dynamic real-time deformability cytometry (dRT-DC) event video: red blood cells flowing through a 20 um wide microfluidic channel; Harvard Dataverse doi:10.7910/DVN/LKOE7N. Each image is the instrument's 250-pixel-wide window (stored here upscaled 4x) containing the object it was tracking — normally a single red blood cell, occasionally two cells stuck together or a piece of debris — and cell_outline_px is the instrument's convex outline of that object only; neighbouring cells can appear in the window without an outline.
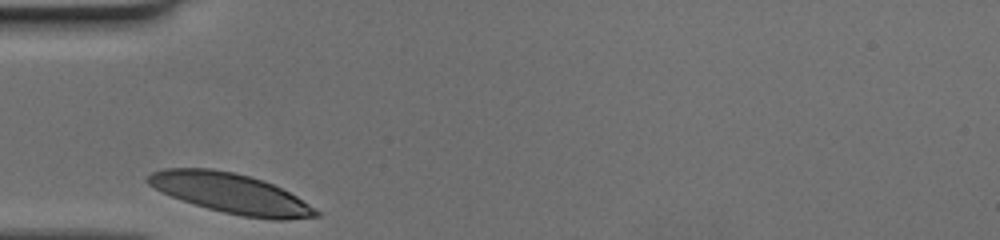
{"species": "human", "species_latin": "Homo sapiens", "temperature_condition": "cold", "stored_images_in_passage": 24, "camera_frame_rate_fps": 3000, "um_per_image_px": 0.085, "donor": {"sex": "female"}, "frame": {"image": 1, "passage_image": 1, "time_ms": 0.0, "image_size_px": [1000, 240], "cell_outline_px": [[320, 216], [288, 220], [272, 220], [244, 216], [224, 212], [208, 208], [160, 192], [148, 184], [144, 180], [152, 172], [164, 168], [212, 168], [232, 172], [248, 176], [272, 184], [296, 196], [320, 212]], "centroid_in_image_um": [19.6, 16.43], "position_along_channel_um": 65.4, "area_um2": 38.67}}
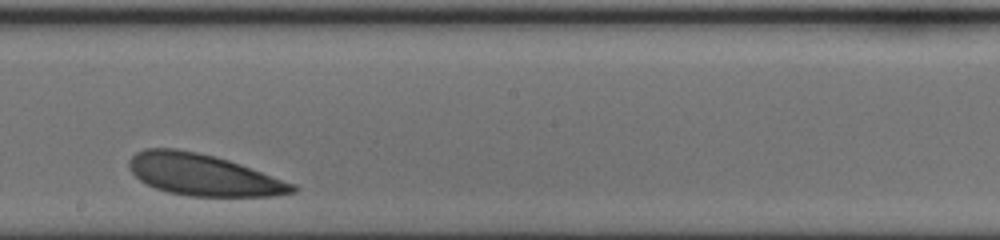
{"frame": {"image": 2, "passage_image": 14, "time_ms": 4.333, "image_size_px": [1000, 240], "cell_outline_px": [[300, 188], [296, 192], [276, 196], [188, 196], [168, 192], [156, 188], [140, 180], [128, 168], [128, 160], [136, 152], [148, 148], [176, 148], [196, 152], [228, 160], [240, 164], [296, 184]], "centroid_in_image_um": [17.29, 14.87], "position_along_channel_um": 230.9, "area_um2": 39.48}}
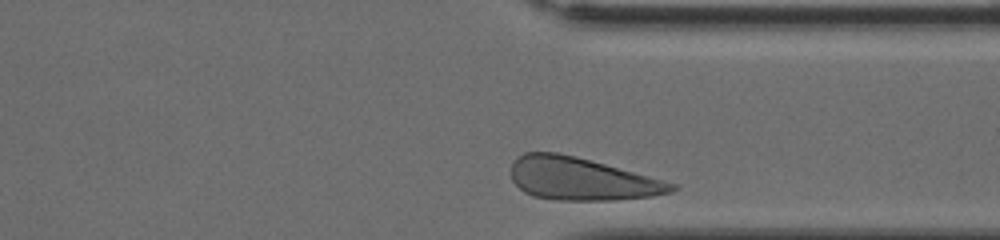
{"frame": {"image": 3, "passage_image": 24, "time_ms": 7.667, "image_size_px": [1000, 240], "cell_outline_px": [[680, 188], [672, 192], [652, 196], [616, 200], [556, 200], [532, 196], [524, 192], [512, 180], [512, 164], [516, 156], [524, 152], [556, 152], [576, 156], [676, 184]], "centroid_in_image_um": [49.39, 15.21], "position_along_channel_um": 362.0, "area_um2": 39.77}}